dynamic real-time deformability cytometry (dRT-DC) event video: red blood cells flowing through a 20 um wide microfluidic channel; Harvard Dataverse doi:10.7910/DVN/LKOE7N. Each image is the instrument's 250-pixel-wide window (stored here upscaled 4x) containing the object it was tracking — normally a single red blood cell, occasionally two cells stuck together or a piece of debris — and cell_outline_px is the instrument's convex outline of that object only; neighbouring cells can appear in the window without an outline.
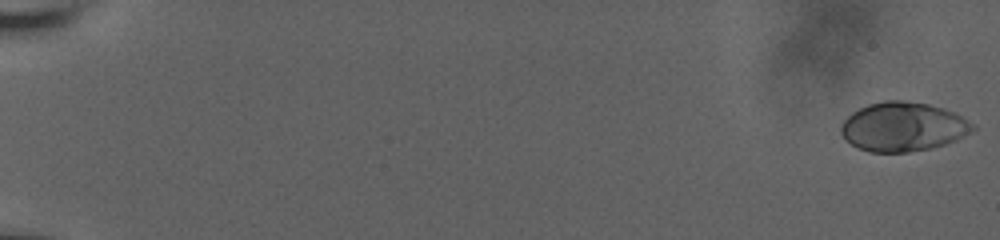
{"species": "human", "species_latin": "Homo sapiens", "temperature_condition": "room temperature", "stored_images_in_passage": 14, "camera_frame_rate_fps": 3000, "um_per_image_px": 0.085, "donor": {"sex": "male"}, "frame": {"image": 1, "passage_image": 1, "time_ms": 0.0, "image_size_px": [1000, 240], "cell_outline_px": [[976, 128], [972, 132], [956, 140], [932, 148], [908, 152], [868, 152], [856, 148], [844, 140], [840, 132], [840, 124], [852, 112], [868, 104], [884, 100], [900, 100], [928, 104], [944, 108], [956, 112], [976, 124]], "centroid_in_image_um": [76.76, 10.78], "position_along_channel_um": 8.2, "area_um2": 38.26}}
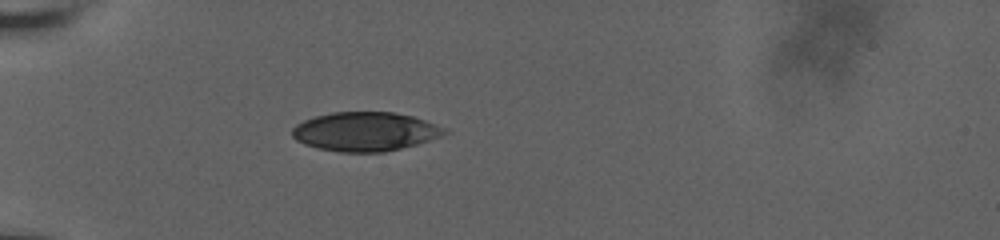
{"frame": {"image": 2, "passage_image": 10, "time_ms": 6.667, "image_size_px": [1000, 240], "cell_outline_px": [[448, 132], [440, 136], [416, 144], [384, 152], [340, 152], [316, 148], [304, 144], [296, 140], [292, 136], [292, 128], [296, 124], [304, 120], [316, 116], [332, 112], [392, 112], [412, 116], [448, 128]], "centroid_in_image_um": [31.02, 11.18], "position_along_channel_um": 54.0, "area_um2": 34.56}}
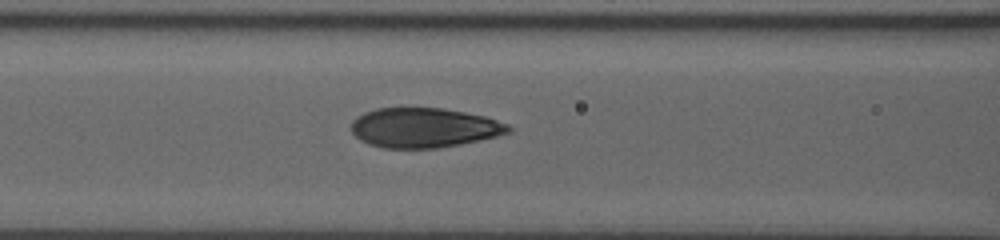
{"frame": {"image": 3, "passage_image": 14, "time_ms": 9.333, "image_size_px": [1000, 240], "cell_outline_px": [[512, 132], [496, 136], [460, 144], [436, 148], [384, 148], [368, 144], [360, 140], [348, 128], [352, 120], [356, 116], [364, 112], [376, 108], [444, 108], [484, 116], [508, 124], [512, 128]], "centroid_in_image_um": [35.99, 10.85], "position_along_channel_um": 130.6, "area_um2": 36.53}}